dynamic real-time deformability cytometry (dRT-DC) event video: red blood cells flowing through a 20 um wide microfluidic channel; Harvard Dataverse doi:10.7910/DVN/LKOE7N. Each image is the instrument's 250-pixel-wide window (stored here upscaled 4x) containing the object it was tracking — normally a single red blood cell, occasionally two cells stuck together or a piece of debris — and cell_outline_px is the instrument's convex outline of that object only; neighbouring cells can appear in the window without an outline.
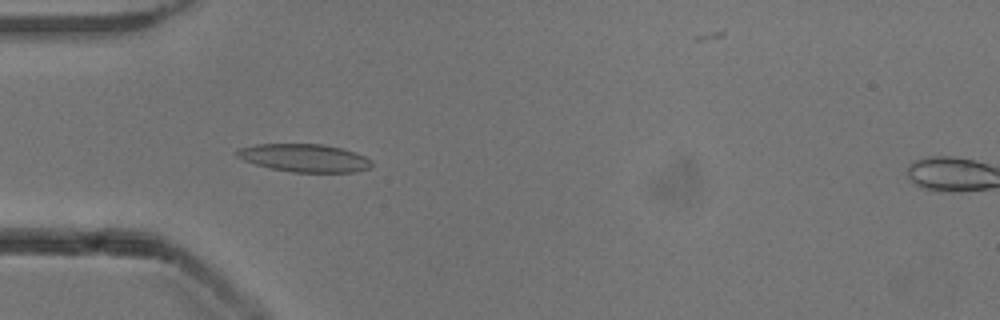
{"species": "common noctule bat (a hibernating species)", "species_latin": "Nyctalus noctula", "temperature_condition": "cold", "stored_images_in_passage": 54, "camera_frame_rate_fps": 3000, "um_per_image_px": 0.085, "animal": {"sex": "male", "body_mass_g": 13.3}, "frame": {"image": 1, "passage_image": 16, "time_ms": 5.0, "image_size_px": [1000, 320], "cell_outline_px": [[372, 164], [368, 168], [352, 172], [292, 172], [272, 168], [256, 164], [244, 160], [236, 156], [232, 152], [236, 148], [256, 144], [324, 144], [340, 148], [364, 156], [372, 160]], "centroid_in_image_um": [25.81, 13.41], "position_along_channel_um": 59.2, "area_um2": 21.85}}
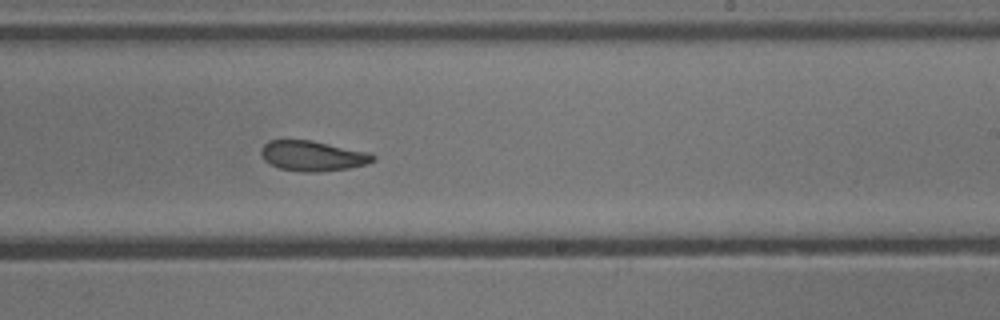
{"frame": {"image": 2, "passage_image": 32, "time_ms": 10.333, "image_size_px": [1000, 320], "cell_outline_px": [[376, 160], [368, 164], [348, 168], [320, 172], [300, 172], [280, 168], [264, 160], [260, 152], [264, 144], [268, 140], [312, 140], [368, 152], [376, 156]], "centroid_in_image_um": [26.6, 13.25], "position_along_channel_um": 262.4, "area_um2": 19.77}}
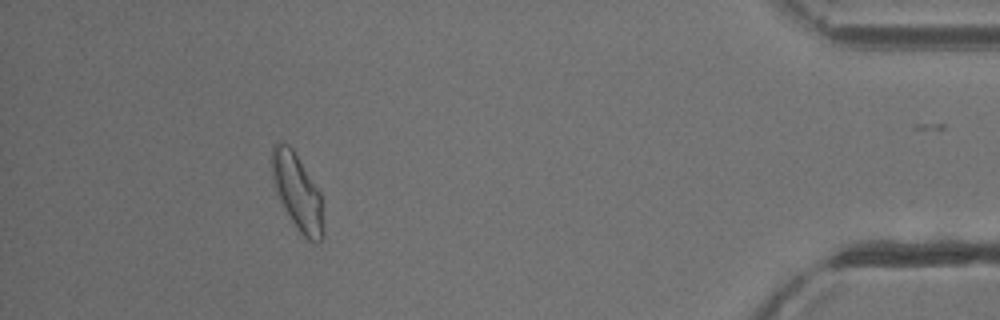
{"frame": {"image": 3, "passage_image": 48, "time_ms": 15.667, "image_size_px": [1000, 320], "cell_outline_px": [[324, 236], [316, 244], [308, 240], [300, 232], [288, 216], [280, 200], [272, 180], [272, 144], [276, 140], [288, 144], [292, 148], [320, 192], [324, 228]], "centroid_in_image_um": [25.27, 16.33], "position_along_channel_um": 409.9, "area_um2": 22.83}, "authors_computed_cell_mechanics": {"area_um2": 21.1259, "velocity_mm_per_s": 3.8699, "shape_relaxation_time_tau1_ms": null, "shape_relaxation_time_tau2_ms": 3.2535, "deformation_change_tau1": null, "deformation_change_tau2": 0.0972}}